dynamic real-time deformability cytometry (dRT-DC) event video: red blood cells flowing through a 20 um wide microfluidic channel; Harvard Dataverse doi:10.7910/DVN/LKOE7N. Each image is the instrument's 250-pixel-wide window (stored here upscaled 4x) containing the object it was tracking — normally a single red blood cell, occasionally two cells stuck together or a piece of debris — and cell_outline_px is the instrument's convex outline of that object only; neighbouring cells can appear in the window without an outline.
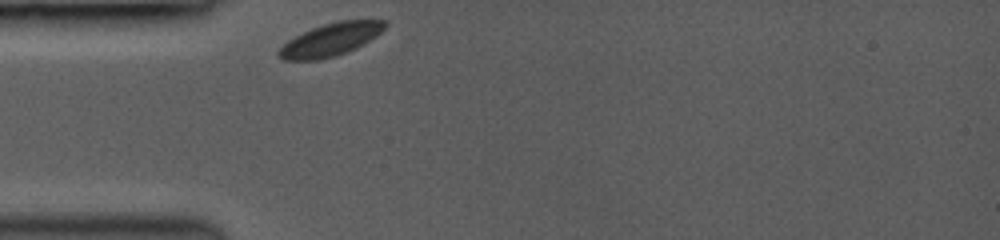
{"species": "common noctule bat (a hibernating species)", "species_latin": "Nyctalus noctula", "temperature_condition": "room temperature", "stored_images_in_passage": 32, "camera_frame_rate_fps": 3000, "um_per_image_px": 0.085, "animal": {"sex": "female", "body_mass_g": 19.0, "forearm_length_mm": 53.3}, "frame": {"image": 1, "passage_image": 1, "time_ms": 0.0, "image_size_px": [1000, 240], "cell_outline_px": [[388, 24], [376, 36], [356, 48], [332, 56], [316, 60], [284, 60], [276, 56], [276, 52], [288, 40], [312, 28], [324, 24], [340, 20], [384, 20]], "centroid_in_image_um": [28.08, 3.36], "position_along_channel_um": 56.9, "area_um2": 19.94}}
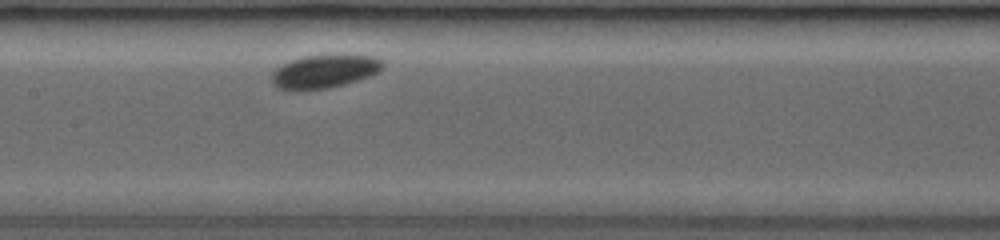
{"frame": {"image": 2, "passage_image": 9, "time_ms": 3.333, "image_size_px": [1000, 240], "cell_outline_px": [[384, 68], [372, 76], [344, 84], [328, 88], [300, 92], [292, 92], [276, 88], [272, 84], [272, 72], [276, 68], [292, 60], [304, 56], [344, 52], [372, 56], [384, 60]], "centroid_in_image_um": [27.6, 6.06], "position_along_channel_um": 179.8, "area_um2": 22.77}}
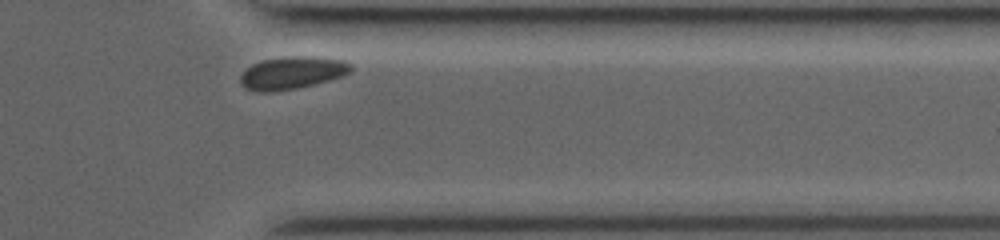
{"frame": {"image": 3, "passage_image": 31, "time_ms": 8.667, "image_size_px": [1000, 240], "cell_outline_px": [[352, 68], [344, 76], [296, 88], [272, 92], [256, 92], [244, 88], [240, 84], [240, 76], [252, 64], [264, 60], [292, 56], [312, 56], [344, 60], [352, 64]], "centroid_in_image_um": [24.82, 6.2], "position_along_channel_um": 386.6, "area_um2": 20.87}}